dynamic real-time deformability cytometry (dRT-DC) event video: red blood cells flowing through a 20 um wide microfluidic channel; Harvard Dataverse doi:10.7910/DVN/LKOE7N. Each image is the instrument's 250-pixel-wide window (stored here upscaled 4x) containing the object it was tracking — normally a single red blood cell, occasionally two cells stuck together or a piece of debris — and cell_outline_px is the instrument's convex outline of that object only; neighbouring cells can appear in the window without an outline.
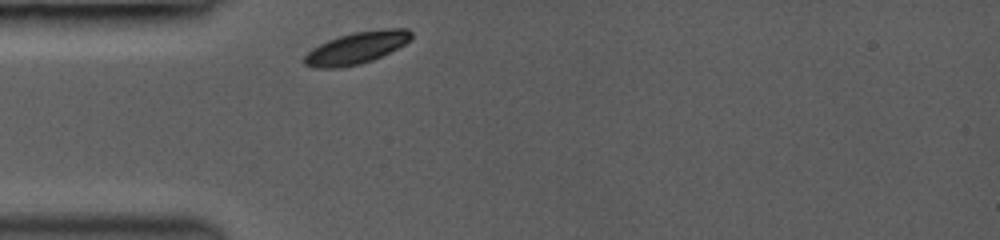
{"species": "common noctule bat (a hibernating species)", "species_latin": "Nyctalus noctula", "temperature_condition": "room temperature", "stored_images_in_passage": 1, "camera_frame_rate_fps": 3000, "um_per_image_px": 0.085, "animal": {"sex": "female", "body_mass_g": 19.0, "forearm_length_mm": 53.3}, "frame": {"image": 1, "passage_image": 1, "time_ms": 0.0, "image_size_px": [1000, 240], "cell_outline_px": [[412, 36], [404, 44], [372, 60], [360, 64], [336, 68], [312, 68], [304, 64], [304, 56], [312, 48], [328, 40], [340, 36], [356, 32], [384, 28], [408, 28], [412, 32]], "centroid_in_image_um": [30.28, 4.07], "position_along_channel_um": 54.7, "area_um2": 19.65}}